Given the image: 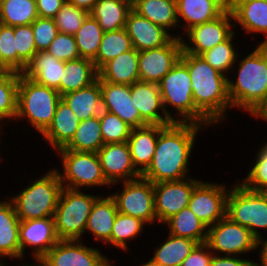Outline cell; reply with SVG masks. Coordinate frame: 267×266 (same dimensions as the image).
I'll use <instances>...</instances> for the list:
<instances>
[{
    "mask_svg": "<svg viewBox=\"0 0 267 266\" xmlns=\"http://www.w3.org/2000/svg\"><path fill=\"white\" fill-rule=\"evenodd\" d=\"M201 129L207 128L191 122L160 125L152 162L141 177L153 184L189 178V161Z\"/></svg>",
    "mask_w": 267,
    "mask_h": 266,
    "instance_id": "cell-1",
    "label": "cell"
},
{
    "mask_svg": "<svg viewBox=\"0 0 267 266\" xmlns=\"http://www.w3.org/2000/svg\"><path fill=\"white\" fill-rule=\"evenodd\" d=\"M179 60L190 74L196 109L212 126L226 121L227 110L232 108L228 93L229 77L214 69L200 55L182 51Z\"/></svg>",
    "mask_w": 267,
    "mask_h": 266,
    "instance_id": "cell-2",
    "label": "cell"
},
{
    "mask_svg": "<svg viewBox=\"0 0 267 266\" xmlns=\"http://www.w3.org/2000/svg\"><path fill=\"white\" fill-rule=\"evenodd\" d=\"M237 57L231 69L235 80L228 78V93L233 109L251 115L267 95V45L259 44L244 58ZM240 58V60H239ZM236 67V74H235ZM238 67V68H237Z\"/></svg>",
    "mask_w": 267,
    "mask_h": 266,
    "instance_id": "cell-3",
    "label": "cell"
},
{
    "mask_svg": "<svg viewBox=\"0 0 267 266\" xmlns=\"http://www.w3.org/2000/svg\"><path fill=\"white\" fill-rule=\"evenodd\" d=\"M158 86L165 113L173 122H191L207 128L212 125L195 107L190 74L180 60L161 79ZM173 109L175 116L172 115Z\"/></svg>",
    "mask_w": 267,
    "mask_h": 266,
    "instance_id": "cell-4",
    "label": "cell"
},
{
    "mask_svg": "<svg viewBox=\"0 0 267 266\" xmlns=\"http://www.w3.org/2000/svg\"><path fill=\"white\" fill-rule=\"evenodd\" d=\"M10 197L20 221L53 217L63 189L55 168Z\"/></svg>",
    "mask_w": 267,
    "mask_h": 266,
    "instance_id": "cell-5",
    "label": "cell"
},
{
    "mask_svg": "<svg viewBox=\"0 0 267 266\" xmlns=\"http://www.w3.org/2000/svg\"><path fill=\"white\" fill-rule=\"evenodd\" d=\"M60 99L57 90L40 85L20 73L15 121H29L31 128L41 135L50 126Z\"/></svg>",
    "mask_w": 267,
    "mask_h": 266,
    "instance_id": "cell-6",
    "label": "cell"
},
{
    "mask_svg": "<svg viewBox=\"0 0 267 266\" xmlns=\"http://www.w3.org/2000/svg\"><path fill=\"white\" fill-rule=\"evenodd\" d=\"M85 190L63 188L54 212L55 231L59 240H82L88 217L100 196Z\"/></svg>",
    "mask_w": 267,
    "mask_h": 266,
    "instance_id": "cell-7",
    "label": "cell"
},
{
    "mask_svg": "<svg viewBox=\"0 0 267 266\" xmlns=\"http://www.w3.org/2000/svg\"><path fill=\"white\" fill-rule=\"evenodd\" d=\"M236 181L227 196L226 216L247 227L258 240L263 235L260 229H267V192L249 190Z\"/></svg>",
    "mask_w": 267,
    "mask_h": 266,
    "instance_id": "cell-8",
    "label": "cell"
},
{
    "mask_svg": "<svg viewBox=\"0 0 267 266\" xmlns=\"http://www.w3.org/2000/svg\"><path fill=\"white\" fill-rule=\"evenodd\" d=\"M62 160V170L54 167L63 188L83 190V188L112 187L104 177L97 153L57 150Z\"/></svg>",
    "mask_w": 267,
    "mask_h": 266,
    "instance_id": "cell-9",
    "label": "cell"
},
{
    "mask_svg": "<svg viewBox=\"0 0 267 266\" xmlns=\"http://www.w3.org/2000/svg\"><path fill=\"white\" fill-rule=\"evenodd\" d=\"M206 243L216 255L244 256L258 250L251 231L228 216L208 227Z\"/></svg>",
    "mask_w": 267,
    "mask_h": 266,
    "instance_id": "cell-10",
    "label": "cell"
},
{
    "mask_svg": "<svg viewBox=\"0 0 267 266\" xmlns=\"http://www.w3.org/2000/svg\"><path fill=\"white\" fill-rule=\"evenodd\" d=\"M123 184V189L115 191L111 197L119 213L140 218L147 226L157 222L154 205L153 183L142 177L116 183ZM121 191V192H120Z\"/></svg>",
    "mask_w": 267,
    "mask_h": 266,
    "instance_id": "cell-11",
    "label": "cell"
},
{
    "mask_svg": "<svg viewBox=\"0 0 267 266\" xmlns=\"http://www.w3.org/2000/svg\"><path fill=\"white\" fill-rule=\"evenodd\" d=\"M233 22L232 12L230 9H227L215 20L188 29L186 34H181L182 51L201 55L217 44L223 43L235 32L233 28L236 29V27Z\"/></svg>",
    "mask_w": 267,
    "mask_h": 266,
    "instance_id": "cell-12",
    "label": "cell"
},
{
    "mask_svg": "<svg viewBox=\"0 0 267 266\" xmlns=\"http://www.w3.org/2000/svg\"><path fill=\"white\" fill-rule=\"evenodd\" d=\"M226 185L211 180L200 181L193 189L188 207L208 227L226 216L227 196L230 190Z\"/></svg>",
    "mask_w": 267,
    "mask_h": 266,
    "instance_id": "cell-13",
    "label": "cell"
},
{
    "mask_svg": "<svg viewBox=\"0 0 267 266\" xmlns=\"http://www.w3.org/2000/svg\"><path fill=\"white\" fill-rule=\"evenodd\" d=\"M42 259L47 266H113L100 249L82 240H59Z\"/></svg>",
    "mask_w": 267,
    "mask_h": 266,
    "instance_id": "cell-14",
    "label": "cell"
},
{
    "mask_svg": "<svg viewBox=\"0 0 267 266\" xmlns=\"http://www.w3.org/2000/svg\"><path fill=\"white\" fill-rule=\"evenodd\" d=\"M201 180L189 177L177 181L153 184L155 214L158 224L187 207L194 187Z\"/></svg>",
    "mask_w": 267,
    "mask_h": 266,
    "instance_id": "cell-15",
    "label": "cell"
},
{
    "mask_svg": "<svg viewBox=\"0 0 267 266\" xmlns=\"http://www.w3.org/2000/svg\"><path fill=\"white\" fill-rule=\"evenodd\" d=\"M181 39L173 37L166 45L139 52L140 81L158 84L180 59Z\"/></svg>",
    "mask_w": 267,
    "mask_h": 266,
    "instance_id": "cell-16",
    "label": "cell"
},
{
    "mask_svg": "<svg viewBox=\"0 0 267 266\" xmlns=\"http://www.w3.org/2000/svg\"><path fill=\"white\" fill-rule=\"evenodd\" d=\"M97 155L104 177L113 188L116 183L141 177V174L135 169L127 142L104 144Z\"/></svg>",
    "mask_w": 267,
    "mask_h": 266,
    "instance_id": "cell-17",
    "label": "cell"
},
{
    "mask_svg": "<svg viewBox=\"0 0 267 266\" xmlns=\"http://www.w3.org/2000/svg\"><path fill=\"white\" fill-rule=\"evenodd\" d=\"M53 217L20 221L19 242L22 259L26 250H31L32 258H42L57 242Z\"/></svg>",
    "mask_w": 267,
    "mask_h": 266,
    "instance_id": "cell-18",
    "label": "cell"
},
{
    "mask_svg": "<svg viewBox=\"0 0 267 266\" xmlns=\"http://www.w3.org/2000/svg\"><path fill=\"white\" fill-rule=\"evenodd\" d=\"M125 30L131 39L133 48L137 51L155 49L166 45L173 37L181 38L177 34L169 33L163 27L152 23L149 19L140 16L133 9L127 16Z\"/></svg>",
    "mask_w": 267,
    "mask_h": 266,
    "instance_id": "cell-19",
    "label": "cell"
},
{
    "mask_svg": "<svg viewBox=\"0 0 267 266\" xmlns=\"http://www.w3.org/2000/svg\"><path fill=\"white\" fill-rule=\"evenodd\" d=\"M130 92L133 105L148 125L173 123L165 113L158 84L139 80L130 85Z\"/></svg>",
    "mask_w": 267,
    "mask_h": 266,
    "instance_id": "cell-20",
    "label": "cell"
},
{
    "mask_svg": "<svg viewBox=\"0 0 267 266\" xmlns=\"http://www.w3.org/2000/svg\"><path fill=\"white\" fill-rule=\"evenodd\" d=\"M102 93V108L116 114L120 119L132 128L148 125L133 105L130 86L102 81L99 77Z\"/></svg>",
    "mask_w": 267,
    "mask_h": 266,
    "instance_id": "cell-21",
    "label": "cell"
},
{
    "mask_svg": "<svg viewBox=\"0 0 267 266\" xmlns=\"http://www.w3.org/2000/svg\"><path fill=\"white\" fill-rule=\"evenodd\" d=\"M176 8L179 30H185L183 34L196 25L215 20L227 10L221 0H176Z\"/></svg>",
    "mask_w": 267,
    "mask_h": 266,
    "instance_id": "cell-22",
    "label": "cell"
},
{
    "mask_svg": "<svg viewBox=\"0 0 267 266\" xmlns=\"http://www.w3.org/2000/svg\"><path fill=\"white\" fill-rule=\"evenodd\" d=\"M234 26L237 24L248 35H264L259 44L267 45V2L265 0H239L230 8Z\"/></svg>",
    "mask_w": 267,
    "mask_h": 266,
    "instance_id": "cell-23",
    "label": "cell"
},
{
    "mask_svg": "<svg viewBox=\"0 0 267 266\" xmlns=\"http://www.w3.org/2000/svg\"><path fill=\"white\" fill-rule=\"evenodd\" d=\"M7 198L8 201L0 198V258L23 262L19 242L20 220L9 196Z\"/></svg>",
    "mask_w": 267,
    "mask_h": 266,
    "instance_id": "cell-24",
    "label": "cell"
},
{
    "mask_svg": "<svg viewBox=\"0 0 267 266\" xmlns=\"http://www.w3.org/2000/svg\"><path fill=\"white\" fill-rule=\"evenodd\" d=\"M22 74L40 85L59 92L60 81L66 76L65 62L47 51H40L34 55Z\"/></svg>",
    "mask_w": 267,
    "mask_h": 266,
    "instance_id": "cell-25",
    "label": "cell"
},
{
    "mask_svg": "<svg viewBox=\"0 0 267 266\" xmlns=\"http://www.w3.org/2000/svg\"><path fill=\"white\" fill-rule=\"evenodd\" d=\"M117 213L116 203L111 195H100L93 204L84 234L91 233L98 242L111 245V232Z\"/></svg>",
    "mask_w": 267,
    "mask_h": 266,
    "instance_id": "cell-26",
    "label": "cell"
},
{
    "mask_svg": "<svg viewBox=\"0 0 267 266\" xmlns=\"http://www.w3.org/2000/svg\"><path fill=\"white\" fill-rule=\"evenodd\" d=\"M160 125L132 128L127 141L135 169L142 175L152 162Z\"/></svg>",
    "mask_w": 267,
    "mask_h": 266,
    "instance_id": "cell-27",
    "label": "cell"
},
{
    "mask_svg": "<svg viewBox=\"0 0 267 266\" xmlns=\"http://www.w3.org/2000/svg\"><path fill=\"white\" fill-rule=\"evenodd\" d=\"M79 120L69 106L60 99L50 126L41 134V137L56 152L64 148L74 136Z\"/></svg>",
    "mask_w": 267,
    "mask_h": 266,
    "instance_id": "cell-28",
    "label": "cell"
},
{
    "mask_svg": "<svg viewBox=\"0 0 267 266\" xmlns=\"http://www.w3.org/2000/svg\"><path fill=\"white\" fill-rule=\"evenodd\" d=\"M138 60L139 51L135 48L123 52L98 70L99 78L102 81L130 86L140 80Z\"/></svg>",
    "mask_w": 267,
    "mask_h": 266,
    "instance_id": "cell-29",
    "label": "cell"
},
{
    "mask_svg": "<svg viewBox=\"0 0 267 266\" xmlns=\"http://www.w3.org/2000/svg\"><path fill=\"white\" fill-rule=\"evenodd\" d=\"M61 99L69 106L79 121L100 115L102 108V93L97 80L90 86L66 93Z\"/></svg>",
    "mask_w": 267,
    "mask_h": 266,
    "instance_id": "cell-30",
    "label": "cell"
},
{
    "mask_svg": "<svg viewBox=\"0 0 267 266\" xmlns=\"http://www.w3.org/2000/svg\"><path fill=\"white\" fill-rule=\"evenodd\" d=\"M65 74L60 81V96L86 88L97 81L99 77L98 69L92 60L87 58H78L65 62Z\"/></svg>",
    "mask_w": 267,
    "mask_h": 266,
    "instance_id": "cell-31",
    "label": "cell"
},
{
    "mask_svg": "<svg viewBox=\"0 0 267 266\" xmlns=\"http://www.w3.org/2000/svg\"><path fill=\"white\" fill-rule=\"evenodd\" d=\"M133 10L169 33L179 28L176 0H142Z\"/></svg>",
    "mask_w": 267,
    "mask_h": 266,
    "instance_id": "cell-32",
    "label": "cell"
},
{
    "mask_svg": "<svg viewBox=\"0 0 267 266\" xmlns=\"http://www.w3.org/2000/svg\"><path fill=\"white\" fill-rule=\"evenodd\" d=\"M155 249L151 261L159 266H180L198 244L196 241L168 233V237Z\"/></svg>",
    "mask_w": 267,
    "mask_h": 266,
    "instance_id": "cell-33",
    "label": "cell"
},
{
    "mask_svg": "<svg viewBox=\"0 0 267 266\" xmlns=\"http://www.w3.org/2000/svg\"><path fill=\"white\" fill-rule=\"evenodd\" d=\"M163 224L170 229L169 234L174 236L186 237L198 244L207 241L208 226L198 219L188 206L167 219Z\"/></svg>",
    "mask_w": 267,
    "mask_h": 266,
    "instance_id": "cell-34",
    "label": "cell"
},
{
    "mask_svg": "<svg viewBox=\"0 0 267 266\" xmlns=\"http://www.w3.org/2000/svg\"><path fill=\"white\" fill-rule=\"evenodd\" d=\"M131 10L121 0H98L89 14L98 21L105 33L125 28L127 16Z\"/></svg>",
    "mask_w": 267,
    "mask_h": 266,
    "instance_id": "cell-35",
    "label": "cell"
},
{
    "mask_svg": "<svg viewBox=\"0 0 267 266\" xmlns=\"http://www.w3.org/2000/svg\"><path fill=\"white\" fill-rule=\"evenodd\" d=\"M103 145L104 142L98 115L81 120L70 142L59 150L97 153Z\"/></svg>",
    "mask_w": 267,
    "mask_h": 266,
    "instance_id": "cell-36",
    "label": "cell"
},
{
    "mask_svg": "<svg viewBox=\"0 0 267 266\" xmlns=\"http://www.w3.org/2000/svg\"><path fill=\"white\" fill-rule=\"evenodd\" d=\"M38 18L36 0H0V24H32Z\"/></svg>",
    "mask_w": 267,
    "mask_h": 266,
    "instance_id": "cell-37",
    "label": "cell"
},
{
    "mask_svg": "<svg viewBox=\"0 0 267 266\" xmlns=\"http://www.w3.org/2000/svg\"><path fill=\"white\" fill-rule=\"evenodd\" d=\"M19 72H0V127L12 119L17 113V92ZM8 120V121H7Z\"/></svg>",
    "mask_w": 267,
    "mask_h": 266,
    "instance_id": "cell-38",
    "label": "cell"
},
{
    "mask_svg": "<svg viewBox=\"0 0 267 266\" xmlns=\"http://www.w3.org/2000/svg\"><path fill=\"white\" fill-rule=\"evenodd\" d=\"M132 48L131 39L125 28L105 32L102 36L98 53L92 61L99 70L109 60Z\"/></svg>",
    "mask_w": 267,
    "mask_h": 266,
    "instance_id": "cell-39",
    "label": "cell"
},
{
    "mask_svg": "<svg viewBox=\"0 0 267 266\" xmlns=\"http://www.w3.org/2000/svg\"><path fill=\"white\" fill-rule=\"evenodd\" d=\"M104 31L90 14L84 19L81 27L74 34L81 58L93 60L99 50Z\"/></svg>",
    "mask_w": 267,
    "mask_h": 266,
    "instance_id": "cell-40",
    "label": "cell"
},
{
    "mask_svg": "<svg viewBox=\"0 0 267 266\" xmlns=\"http://www.w3.org/2000/svg\"><path fill=\"white\" fill-rule=\"evenodd\" d=\"M146 225L140 218L118 212L112 227L111 245L119 250H123V252H127L129 249L128 241L135 240L141 236Z\"/></svg>",
    "mask_w": 267,
    "mask_h": 266,
    "instance_id": "cell-41",
    "label": "cell"
},
{
    "mask_svg": "<svg viewBox=\"0 0 267 266\" xmlns=\"http://www.w3.org/2000/svg\"><path fill=\"white\" fill-rule=\"evenodd\" d=\"M236 31L223 43L217 44L212 49L205 51L200 56L204 58L214 69L229 77L230 71L236 63L239 55L234 45L233 40ZM229 73V75H228ZM227 74V75H226Z\"/></svg>",
    "mask_w": 267,
    "mask_h": 266,
    "instance_id": "cell-42",
    "label": "cell"
},
{
    "mask_svg": "<svg viewBox=\"0 0 267 266\" xmlns=\"http://www.w3.org/2000/svg\"><path fill=\"white\" fill-rule=\"evenodd\" d=\"M260 145L255 153V163L250 166L247 177L238 182L249 190L267 192V141Z\"/></svg>",
    "mask_w": 267,
    "mask_h": 266,
    "instance_id": "cell-43",
    "label": "cell"
},
{
    "mask_svg": "<svg viewBox=\"0 0 267 266\" xmlns=\"http://www.w3.org/2000/svg\"><path fill=\"white\" fill-rule=\"evenodd\" d=\"M99 119L104 144L123 143L128 141L132 127L120 119L116 114L102 110Z\"/></svg>",
    "mask_w": 267,
    "mask_h": 266,
    "instance_id": "cell-44",
    "label": "cell"
},
{
    "mask_svg": "<svg viewBox=\"0 0 267 266\" xmlns=\"http://www.w3.org/2000/svg\"><path fill=\"white\" fill-rule=\"evenodd\" d=\"M14 35L17 50V72L22 73L37 53L32 24L14 26Z\"/></svg>",
    "mask_w": 267,
    "mask_h": 266,
    "instance_id": "cell-45",
    "label": "cell"
},
{
    "mask_svg": "<svg viewBox=\"0 0 267 266\" xmlns=\"http://www.w3.org/2000/svg\"><path fill=\"white\" fill-rule=\"evenodd\" d=\"M88 14L86 10L65 2L53 19L60 33L74 35Z\"/></svg>",
    "mask_w": 267,
    "mask_h": 266,
    "instance_id": "cell-46",
    "label": "cell"
},
{
    "mask_svg": "<svg viewBox=\"0 0 267 266\" xmlns=\"http://www.w3.org/2000/svg\"><path fill=\"white\" fill-rule=\"evenodd\" d=\"M46 51L64 62L81 58L75 37L71 34L59 32Z\"/></svg>",
    "mask_w": 267,
    "mask_h": 266,
    "instance_id": "cell-47",
    "label": "cell"
},
{
    "mask_svg": "<svg viewBox=\"0 0 267 266\" xmlns=\"http://www.w3.org/2000/svg\"><path fill=\"white\" fill-rule=\"evenodd\" d=\"M32 29L37 52L46 51L59 33L54 19L51 18L38 17L32 23Z\"/></svg>",
    "mask_w": 267,
    "mask_h": 266,
    "instance_id": "cell-48",
    "label": "cell"
},
{
    "mask_svg": "<svg viewBox=\"0 0 267 266\" xmlns=\"http://www.w3.org/2000/svg\"><path fill=\"white\" fill-rule=\"evenodd\" d=\"M14 39V26L0 24V53L3 61L17 72V50Z\"/></svg>",
    "mask_w": 267,
    "mask_h": 266,
    "instance_id": "cell-49",
    "label": "cell"
},
{
    "mask_svg": "<svg viewBox=\"0 0 267 266\" xmlns=\"http://www.w3.org/2000/svg\"><path fill=\"white\" fill-rule=\"evenodd\" d=\"M213 254L206 242L197 244L180 266H211Z\"/></svg>",
    "mask_w": 267,
    "mask_h": 266,
    "instance_id": "cell-50",
    "label": "cell"
},
{
    "mask_svg": "<svg viewBox=\"0 0 267 266\" xmlns=\"http://www.w3.org/2000/svg\"><path fill=\"white\" fill-rule=\"evenodd\" d=\"M65 2V0H36L38 17L53 19Z\"/></svg>",
    "mask_w": 267,
    "mask_h": 266,
    "instance_id": "cell-51",
    "label": "cell"
},
{
    "mask_svg": "<svg viewBox=\"0 0 267 266\" xmlns=\"http://www.w3.org/2000/svg\"><path fill=\"white\" fill-rule=\"evenodd\" d=\"M211 266H255V260L241 256L213 254Z\"/></svg>",
    "mask_w": 267,
    "mask_h": 266,
    "instance_id": "cell-52",
    "label": "cell"
},
{
    "mask_svg": "<svg viewBox=\"0 0 267 266\" xmlns=\"http://www.w3.org/2000/svg\"><path fill=\"white\" fill-rule=\"evenodd\" d=\"M260 249L259 254V261L255 262V266H267V238H259L257 240V249Z\"/></svg>",
    "mask_w": 267,
    "mask_h": 266,
    "instance_id": "cell-53",
    "label": "cell"
},
{
    "mask_svg": "<svg viewBox=\"0 0 267 266\" xmlns=\"http://www.w3.org/2000/svg\"><path fill=\"white\" fill-rule=\"evenodd\" d=\"M66 2L86 10L88 13L93 9L94 4L98 0H65Z\"/></svg>",
    "mask_w": 267,
    "mask_h": 266,
    "instance_id": "cell-54",
    "label": "cell"
},
{
    "mask_svg": "<svg viewBox=\"0 0 267 266\" xmlns=\"http://www.w3.org/2000/svg\"><path fill=\"white\" fill-rule=\"evenodd\" d=\"M251 116H254L256 120L259 118L267 122V95L264 101L255 109Z\"/></svg>",
    "mask_w": 267,
    "mask_h": 266,
    "instance_id": "cell-55",
    "label": "cell"
},
{
    "mask_svg": "<svg viewBox=\"0 0 267 266\" xmlns=\"http://www.w3.org/2000/svg\"><path fill=\"white\" fill-rule=\"evenodd\" d=\"M34 261L36 262L35 264H27L26 262H23L21 264V266H47L46 263L44 262V260L42 258H34ZM6 262L4 264V266H6ZM20 266V265H19Z\"/></svg>",
    "mask_w": 267,
    "mask_h": 266,
    "instance_id": "cell-56",
    "label": "cell"
},
{
    "mask_svg": "<svg viewBox=\"0 0 267 266\" xmlns=\"http://www.w3.org/2000/svg\"><path fill=\"white\" fill-rule=\"evenodd\" d=\"M0 72H13V70L3 61L0 53Z\"/></svg>",
    "mask_w": 267,
    "mask_h": 266,
    "instance_id": "cell-57",
    "label": "cell"
},
{
    "mask_svg": "<svg viewBox=\"0 0 267 266\" xmlns=\"http://www.w3.org/2000/svg\"><path fill=\"white\" fill-rule=\"evenodd\" d=\"M239 0H221L222 4L227 8L230 9L234 6Z\"/></svg>",
    "mask_w": 267,
    "mask_h": 266,
    "instance_id": "cell-58",
    "label": "cell"
},
{
    "mask_svg": "<svg viewBox=\"0 0 267 266\" xmlns=\"http://www.w3.org/2000/svg\"><path fill=\"white\" fill-rule=\"evenodd\" d=\"M121 1L125 2L131 9H133L142 0H121Z\"/></svg>",
    "mask_w": 267,
    "mask_h": 266,
    "instance_id": "cell-59",
    "label": "cell"
},
{
    "mask_svg": "<svg viewBox=\"0 0 267 266\" xmlns=\"http://www.w3.org/2000/svg\"><path fill=\"white\" fill-rule=\"evenodd\" d=\"M139 266H159L157 264H154L150 259L146 262H143V264H140Z\"/></svg>",
    "mask_w": 267,
    "mask_h": 266,
    "instance_id": "cell-60",
    "label": "cell"
},
{
    "mask_svg": "<svg viewBox=\"0 0 267 266\" xmlns=\"http://www.w3.org/2000/svg\"><path fill=\"white\" fill-rule=\"evenodd\" d=\"M4 259H1L0 258V266H4V264H5V261H3Z\"/></svg>",
    "mask_w": 267,
    "mask_h": 266,
    "instance_id": "cell-61",
    "label": "cell"
}]
</instances>
